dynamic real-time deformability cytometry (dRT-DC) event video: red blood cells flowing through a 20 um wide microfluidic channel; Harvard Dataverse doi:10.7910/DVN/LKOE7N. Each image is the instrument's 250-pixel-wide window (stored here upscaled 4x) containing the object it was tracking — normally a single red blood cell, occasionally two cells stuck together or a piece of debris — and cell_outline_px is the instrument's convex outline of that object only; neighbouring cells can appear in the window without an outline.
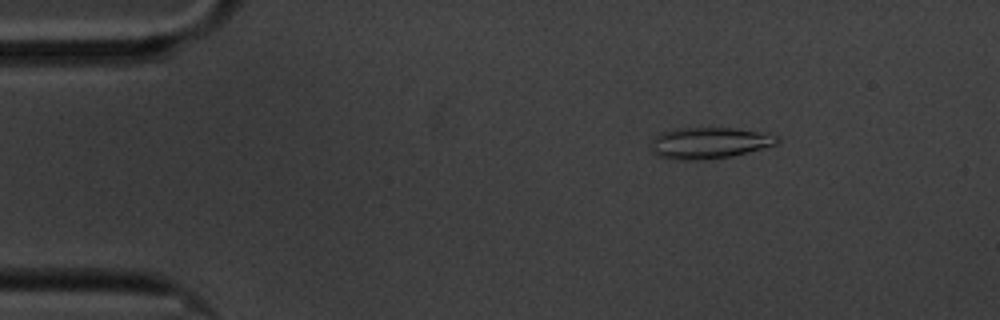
{"species": "common noctule bat (a hibernating species)", "species_latin": "Nyctalus noctula", "temperature_condition": "cold", "stored_images_in_passage": 9, "camera_frame_rate_fps": 3000, "um_per_image_px": 0.085, "animal": {"sex": "male", "body_mass_g": 20.1, "forearm_length_mm": 53.5}, "frame": {"image": 1, "passage_image": 2, "time_ms": 0.333, "image_size_px": [1000, 320], "cell_outline_px": [[780, 140], [776, 144], [732, 156], [700, 160], [680, 160], [656, 156], [652, 152], [652, 140], [656, 136], [664, 132], [676, 128], [732, 128], [768, 132], [776, 136]], "centroid_in_image_um": [60.29, 12.15], "position_along_channel_um": 24.7, "area_um2": 22.95}}